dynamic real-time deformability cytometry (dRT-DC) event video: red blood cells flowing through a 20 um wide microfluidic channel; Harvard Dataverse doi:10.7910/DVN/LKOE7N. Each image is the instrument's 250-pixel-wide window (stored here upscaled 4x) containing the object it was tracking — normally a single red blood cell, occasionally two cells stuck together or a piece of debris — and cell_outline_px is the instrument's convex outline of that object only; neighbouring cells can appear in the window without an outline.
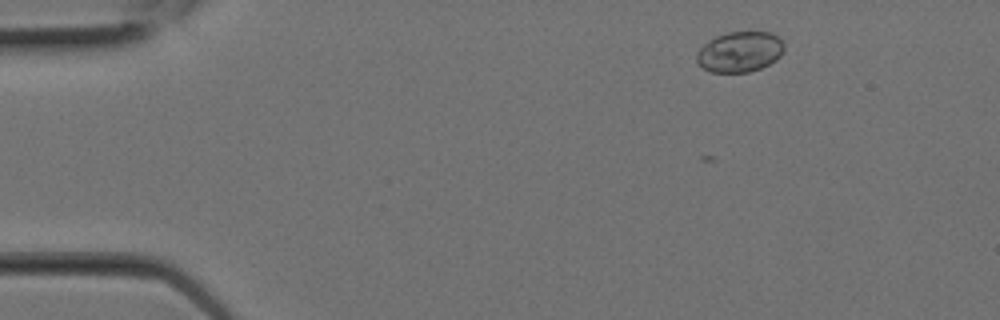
{"species": "Egyptian fruit bat (a non-hibernating species)", "species_latin": "Rousettus aegyptiacus", "temperature_condition": "room temperature", "stored_images_in_passage": 7, "camera_frame_rate_fps": 3000, "um_per_image_px": 0.085, "animal": {"sex": "female"}, "frame": {"image": 1, "passage_image": 2, "time_ms": 0.333, "image_size_px": [1000, 320], "cell_outline_px": [[784, 48], [780, 56], [776, 60], [760, 68], [748, 72], [712, 72], [704, 68], [696, 60], [696, 52], [708, 40], [716, 36], [728, 32], [768, 32], [776, 36], [784, 44]], "centroid_in_image_um": [62.86, 4.4], "position_along_channel_um": 22.1, "area_um2": 20.46}}
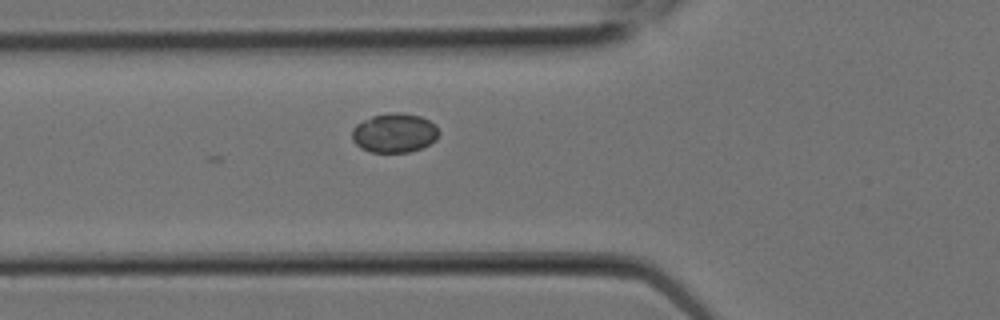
{"frame": {"image": 2, "passage_image": 7, "time_ms": 2.0, "image_size_px": [1000, 320], "cell_outline_px": [[440, 132], [436, 140], [420, 148], [408, 152], [372, 152], [360, 148], [352, 140], [352, 128], [356, 124], [372, 116], [392, 112], [400, 112], [420, 116], [436, 124]], "centroid_in_image_um": [33.52, 11.29], "position_along_channel_um": 92.3, "area_um2": 19.94}}